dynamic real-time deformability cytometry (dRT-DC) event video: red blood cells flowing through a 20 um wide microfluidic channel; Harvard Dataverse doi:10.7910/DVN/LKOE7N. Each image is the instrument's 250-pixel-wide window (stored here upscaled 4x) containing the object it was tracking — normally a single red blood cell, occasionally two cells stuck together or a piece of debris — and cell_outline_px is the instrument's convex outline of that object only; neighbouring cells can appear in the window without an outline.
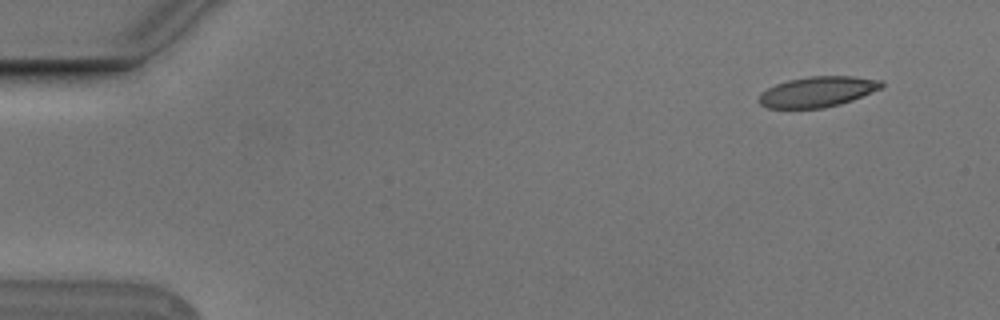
{"species": "Egyptian fruit bat (a non-hibernating species)", "species_latin": "Rousettus aegyptiacus", "temperature_condition": "cold", "stored_images_in_passage": 3, "camera_frame_rate_fps": 3000, "um_per_image_px": 0.085, "animal": {"sex": "male"}, "frame": {"image": 1, "passage_image": 1, "time_ms": 0.0, "image_size_px": [1000, 320], "cell_outline_px": [[884, 84], [880, 88], [852, 100], [840, 104], [824, 108], [768, 108], [760, 104], [756, 100], [760, 92], [776, 84], [788, 80], [808, 76], [856, 76], [884, 80]], "centroid_in_image_um": [69.46, 7.79], "position_along_channel_um": 15.5, "area_um2": 21.91}}